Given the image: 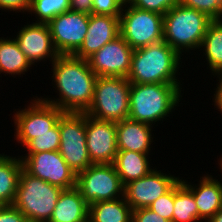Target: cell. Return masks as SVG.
Masks as SVG:
<instances>
[{
    "instance_id": "cell-1",
    "label": "cell",
    "mask_w": 222,
    "mask_h": 222,
    "mask_svg": "<svg viewBox=\"0 0 222 222\" xmlns=\"http://www.w3.org/2000/svg\"><path fill=\"white\" fill-rule=\"evenodd\" d=\"M51 66V80L58 97L52 99L44 94L40 98L63 112L85 113L92 103L98 77L88 61L74 55H59Z\"/></svg>"
},
{
    "instance_id": "cell-18",
    "label": "cell",
    "mask_w": 222,
    "mask_h": 222,
    "mask_svg": "<svg viewBox=\"0 0 222 222\" xmlns=\"http://www.w3.org/2000/svg\"><path fill=\"white\" fill-rule=\"evenodd\" d=\"M219 172H222L220 169ZM222 175V174H221ZM183 184L193 193L195 203L198 207L199 221L207 222L215 213L222 208V180L214 176L204 174L197 179L198 184H192L191 181L184 180ZM199 180V181H198Z\"/></svg>"
},
{
    "instance_id": "cell-38",
    "label": "cell",
    "mask_w": 222,
    "mask_h": 222,
    "mask_svg": "<svg viewBox=\"0 0 222 222\" xmlns=\"http://www.w3.org/2000/svg\"><path fill=\"white\" fill-rule=\"evenodd\" d=\"M207 222H222V208H220Z\"/></svg>"
},
{
    "instance_id": "cell-33",
    "label": "cell",
    "mask_w": 222,
    "mask_h": 222,
    "mask_svg": "<svg viewBox=\"0 0 222 222\" xmlns=\"http://www.w3.org/2000/svg\"><path fill=\"white\" fill-rule=\"evenodd\" d=\"M31 0H0V10L2 12L27 13L29 12Z\"/></svg>"
},
{
    "instance_id": "cell-36",
    "label": "cell",
    "mask_w": 222,
    "mask_h": 222,
    "mask_svg": "<svg viewBox=\"0 0 222 222\" xmlns=\"http://www.w3.org/2000/svg\"><path fill=\"white\" fill-rule=\"evenodd\" d=\"M70 11L91 15L93 14V1L70 0Z\"/></svg>"
},
{
    "instance_id": "cell-34",
    "label": "cell",
    "mask_w": 222,
    "mask_h": 222,
    "mask_svg": "<svg viewBox=\"0 0 222 222\" xmlns=\"http://www.w3.org/2000/svg\"><path fill=\"white\" fill-rule=\"evenodd\" d=\"M0 222H28L24 214L12 205L0 206Z\"/></svg>"
},
{
    "instance_id": "cell-21",
    "label": "cell",
    "mask_w": 222,
    "mask_h": 222,
    "mask_svg": "<svg viewBox=\"0 0 222 222\" xmlns=\"http://www.w3.org/2000/svg\"><path fill=\"white\" fill-rule=\"evenodd\" d=\"M149 155L151 154H142L135 151L117 152L113 165L123 186L144 177L154 169L150 165L152 159Z\"/></svg>"
},
{
    "instance_id": "cell-22",
    "label": "cell",
    "mask_w": 222,
    "mask_h": 222,
    "mask_svg": "<svg viewBox=\"0 0 222 222\" xmlns=\"http://www.w3.org/2000/svg\"><path fill=\"white\" fill-rule=\"evenodd\" d=\"M198 51L203 52L207 69L214 77L222 76V20H213L204 35Z\"/></svg>"
},
{
    "instance_id": "cell-35",
    "label": "cell",
    "mask_w": 222,
    "mask_h": 222,
    "mask_svg": "<svg viewBox=\"0 0 222 222\" xmlns=\"http://www.w3.org/2000/svg\"><path fill=\"white\" fill-rule=\"evenodd\" d=\"M132 222H169L150 208L132 210Z\"/></svg>"
},
{
    "instance_id": "cell-12",
    "label": "cell",
    "mask_w": 222,
    "mask_h": 222,
    "mask_svg": "<svg viewBox=\"0 0 222 222\" xmlns=\"http://www.w3.org/2000/svg\"><path fill=\"white\" fill-rule=\"evenodd\" d=\"M89 17L69 10L47 23L59 55H74L80 49L87 34Z\"/></svg>"
},
{
    "instance_id": "cell-24",
    "label": "cell",
    "mask_w": 222,
    "mask_h": 222,
    "mask_svg": "<svg viewBox=\"0 0 222 222\" xmlns=\"http://www.w3.org/2000/svg\"><path fill=\"white\" fill-rule=\"evenodd\" d=\"M14 36L0 37V77L4 76L23 77L31 71L32 65L21 52Z\"/></svg>"
},
{
    "instance_id": "cell-26",
    "label": "cell",
    "mask_w": 222,
    "mask_h": 222,
    "mask_svg": "<svg viewBox=\"0 0 222 222\" xmlns=\"http://www.w3.org/2000/svg\"><path fill=\"white\" fill-rule=\"evenodd\" d=\"M172 222H200L193 193L183 184L181 179L174 185Z\"/></svg>"
},
{
    "instance_id": "cell-29",
    "label": "cell",
    "mask_w": 222,
    "mask_h": 222,
    "mask_svg": "<svg viewBox=\"0 0 222 222\" xmlns=\"http://www.w3.org/2000/svg\"><path fill=\"white\" fill-rule=\"evenodd\" d=\"M179 3L206 14L212 20H222V0H179Z\"/></svg>"
},
{
    "instance_id": "cell-30",
    "label": "cell",
    "mask_w": 222,
    "mask_h": 222,
    "mask_svg": "<svg viewBox=\"0 0 222 222\" xmlns=\"http://www.w3.org/2000/svg\"><path fill=\"white\" fill-rule=\"evenodd\" d=\"M130 6L164 15L175 7L179 0H126Z\"/></svg>"
},
{
    "instance_id": "cell-25",
    "label": "cell",
    "mask_w": 222,
    "mask_h": 222,
    "mask_svg": "<svg viewBox=\"0 0 222 222\" xmlns=\"http://www.w3.org/2000/svg\"><path fill=\"white\" fill-rule=\"evenodd\" d=\"M89 222H132L131 206L124 197L90 204Z\"/></svg>"
},
{
    "instance_id": "cell-8",
    "label": "cell",
    "mask_w": 222,
    "mask_h": 222,
    "mask_svg": "<svg viewBox=\"0 0 222 222\" xmlns=\"http://www.w3.org/2000/svg\"><path fill=\"white\" fill-rule=\"evenodd\" d=\"M15 109L12 113L14 122V141L24 147L37 135L48 133L64 113L55 105L44 102L40 97L33 96L25 108Z\"/></svg>"
},
{
    "instance_id": "cell-9",
    "label": "cell",
    "mask_w": 222,
    "mask_h": 222,
    "mask_svg": "<svg viewBox=\"0 0 222 222\" xmlns=\"http://www.w3.org/2000/svg\"><path fill=\"white\" fill-rule=\"evenodd\" d=\"M120 35L134 49L163 41V15L128 5L119 17Z\"/></svg>"
},
{
    "instance_id": "cell-32",
    "label": "cell",
    "mask_w": 222,
    "mask_h": 222,
    "mask_svg": "<svg viewBox=\"0 0 222 222\" xmlns=\"http://www.w3.org/2000/svg\"><path fill=\"white\" fill-rule=\"evenodd\" d=\"M93 14L120 17L126 0H92Z\"/></svg>"
},
{
    "instance_id": "cell-28",
    "label": "cell",
    "mask_w": 222,
    "mask_h": 222,
    "mask_svg": "<svg viewBox=\"0 0 222 222\" xmlns=\"http://www.w3.org/2000/svg\"><path fill=\"white\" fill-rule=\"evenodd\" d=\"M60 148V130L58 123L48 133L37 135L30 140L24 149L26 153H38L48 151H59Z\"/></svg>"
},
{
    "instance_id": "cell-11",
    "label": "cell",
    "mask_w": 222,
    "mask_h": 222,
    "mask_svg": "<svg viewBox=\"0 0 222 222\" xmlns=\"http://www.w3.org/2000/svg\"><path fill=\"white\" fill-rule=\"evenodd\" d=\"M23 169L62 190L76 187L77 175L69 168L59 151L25 153L20 156Z\"/></svg>"
},
{
    "instance_id": "cell-3",
    "label": "cell",
    "mask_w": 222,
    "mask_h": 222,
    "mask_svg": "<svg viewBox=\"0 0 222 222\" xmlns=\"http://www.w3.org/2000/svg\"><path fill=\"white\" fill-rule=\"evenodd\" d=\"M183 85L162 83L131 84L129 119L153 126L156 124L155 126L157 127L161 121L163 123L167 119L166 117L171 116L173 111L178 110L177 107L181 106L179 104H183L179 103L183 100Z\"/></svg>"
},
{
    "instance_id": "cell-23",
    "label": "cell",
    "mask_w": 222,
    "mask_h": 222,
    "mask_svg": "<svg viewBox=\"0 0 222 222\" xmlns=\"http://www.w3.org/2000/svg\"><path fill=\"white\" fill-rule=\"evenodd\" d=\"M22 169L19 155L0 153V206L13 204Z\"/></svg>"
},
{
    "instance_id": "cell-4",
    "label": "cell",
    "mask_w": 222,
    "mask_h": 222,
    "mask_svg": "<svg viewBox=\"0 0 222 222\" xmlns=\"http://www.w3.org/2000/svg\"><path fill=\"white\" fill-rule=\"evenodd\" d=\"M212 21L206 14L178 3L163 15V41L181 56L198 53Z\"/></svg>"
},
{
    "instance_id": "cell-27",
    "label": "cell",
    "mask_w": 222,
    "mask_h": 222,
    "mask_svg": "<svg viewBox=\"0 0 222 222\" xmlns=\"http://www.w3.org/2000/svg\"><path fill=\"white\" fill-rule=\"evenodd\" d=\"M70 10V0H31L28 14L35 23H48L55 16Z\"/></svg>"
},
{
    "instance_id": "cell-19",
    "label": "cell",
    "mask_w": 222,
    "mask_h": 222,
    "mask_svg": "<svg viewBox=\"0 0 222 222\" xmlns=\"http://www.w3.org/2000/svg\"><path fill=\"white\" fill-rule=\"evenodd\" d=\"M156 126L134 121L129 118L116 122V138L118 151H135L150 154ZM152 148V149H151Z\"/></svg>"
},
{
    "instance_id": "cell-17",
    "label": "cell",
    "mask_w": 222,
    "mask_h": 222,
    "mask_svg": "<svg viewBox=\"0 0 222 222\" xmlns=\"http://www.w3.org/2000/svg\"><path fill=\"white\" fill-rule=\"evenodd\" d=\"M119 35V17L91 14L84 42L74 56L87 60Z\"/></svg>"
},
{
    "instance_id": "cell-6",
    "label": "cell",
    "mask_w": 222,
    "mask_h": 222,
    "mask_svg": "<svg viewBox=\"0 0 222 222\" xmlns=\"http://www.w3.org/2000/svg\"><path fill=\"white\" fill-rule=\"evenodd\" d=\"M131 83L123 77H97L91 105L85 114L105 121L129 118Z\"/></svg>"
},
{
    "instance_id": "cell-31",
    "label": "cell",
    "mask_w": 222,
    "mask_h": 222,
    "mask_svg": "<svg viewBox=\"0 0 222 222\" xmlns=\"http://www.w3.org/2000/svg\"><path fill=\"white\" fill-rule=\"evenodd\" d=\"M174 207V186L165 194L156 199L148 208L164 219L172 222Z\"/></svg>"
},
{
    "instance_id": "cell-16",
    "label": "cell",
    "mask_w": 222,
    "mask_h": 222,
    "mask_svg": "<svg viewBox=\"0 0 222 222\" xmlns=\"http://www.w3.org/2000/svg\"><path fill=\"white\" fill-rule=\"evenodd\" d=\"M86 142L92 164H113L118 152L116 122L86 114Z\"/></svg>"
},
{
    "instance_id": "cell-7",
    "label": "cell",
    "mask_w": 222,
    "mask_h": 222,
    "mask_svg": "<svg viewBox=\"0 0 222 222\" xmlns=\"http://www.w3.org/2000/svg\"><path fill=\"white\" fill-rule=\"evenodd\" d=\"M57 123L60 130L59 153L78 175L92 165L86 142V114L64 112Z\"/></svg>"
},
{
    "instance_id": "cell-13",
    "label": "cell",
    "mask_w": 222,
    "mask_h": 222,
    "mask_svg": "<svg viewBox=\"0 0 222 222\" xmlns=\"http://www.w3.org/2000/svg\"><path fill=\"white\" fill-rule=\"evenodd\" d=\"M156 167L144 177L124 185L123 197L132 210L148 208L181 179Z\"/></svg>"
},
{
    "instance_id": "cell-39",
    "label": "cell",
    "mask_w": 222,
    "mask_h": 222,
    "mask_svg": "<svg viewBox=\"0 0 222 222\" xmlns=\"http://www.w3.org/2000/svg\"><path fill=\"white\" fill-rule=\"evenodd\" d=\"M218 164L217 165H219V169H221L222 170V154H221V157H219V159H218Z\"/></svg>"
},
{
    "instance_id": "cell-37",
    "label": "cell",
    "mask_w": 222,
    "mask_h": 222,
    "mask_svg": "<svg viewBox=\"0 0 222 222\" xmlns=\"http://www.w3.org/2000/svg\"><path fill=\"white\" fill-rule=\"evenodd\" d=\"M216 82H218L215 84L217 86H216V88H214L215 91L212 92L213 96H211V97H213L212 98V101H213L212 105L214 104V107L216 108L215 110L220 111L219 113L222 116V76L219 77L218 80L216 79Z\"/></svg>"
},
{
    "instance_id": "cell-14",
    "label": "cell",
    "mask_w": 222,
    "mask_h": 222,
    "mask_svg": "<svg viewBox=\"0 0 222 222\" xmlns=\"http://www.w3.org/2000/svg\"><path fill=\"white\" fill-rule=\"evenodd\" d=\"M133 49L121 35L106 43L87 61L98 77L127 78L131 68Z\"/></svg>"
},
{
    "instance_id": "cell-20",
    "label": "cell",
    "mask_w": 222,
    "mask_h": 222,
    "mask_svg": "<svg viewBox=\"0 0 222 222\" xmlns=\"http://www.w3.org/2000/svg\"><path fill=\"white\" fill-rule=\"evenodd\" d=\"M89 205L77 187L62 190L49 222H87Z\"/></svg>"
},
{
    "instance_id": "cell-10",
    "label": "cell",
    "mask_w": 222,
    "mask_h": 222,
    "mask_svg": "<svg viewBox=\"0 0 222 222\" xmlns=\"http://www.w3.org/2000/svg\"><path fill=\"white\" fill-rule=\"evenodd\" d=\"M76 187L88 205L122 198L124 190L113 164H92L77 175Z\"/></svg>"
},
{
    "instance_id": "cell-5",
    "label": "cell",
    "mask_w": 222,
    "mask_h": 222,
    "mask_svg": "<svg viewBox=\"0 0 222 222\" xmlns=\"http://www.w3.org/2000/svg\"><path fill=\"white\" fill-rule=\"evenodd\" d=\"M62 189L22 169L13 205L28 222H49Z\"/></svg>"
},
{
    "instance_id": "cell-2",
    "label": "cell",
    "mask_w": 222,
    "mask_h": 222,
    "mask_svg": "<svg viewBox=\"0 0 222 222\" xmlns=\"http://www.w3.org/2000/svg\"><path fill=\"white\" fill-rule=\"evenodd\" d=\"M181 57L165 41L134 49L127 79L131 84H183L179 77L180 68H184Z\"/></svg>"
},
{
    "instance_id": "cell-15",
    "label": "cell",
    "mask_w": 222,
    "mask_h": 222,
    "mask_svg": "<svg viewBox=\"0 0 222 222\" xmlns=\"http://www.w3.org/2000/svg\"><path fill=\"white\" fill-rule=\"evenodd\" d=\"M21 52L31 65L49 60V65L59 56L56 51L47 23H28L23 25L15 35Z\"/></svg>"
}]
</instances>
